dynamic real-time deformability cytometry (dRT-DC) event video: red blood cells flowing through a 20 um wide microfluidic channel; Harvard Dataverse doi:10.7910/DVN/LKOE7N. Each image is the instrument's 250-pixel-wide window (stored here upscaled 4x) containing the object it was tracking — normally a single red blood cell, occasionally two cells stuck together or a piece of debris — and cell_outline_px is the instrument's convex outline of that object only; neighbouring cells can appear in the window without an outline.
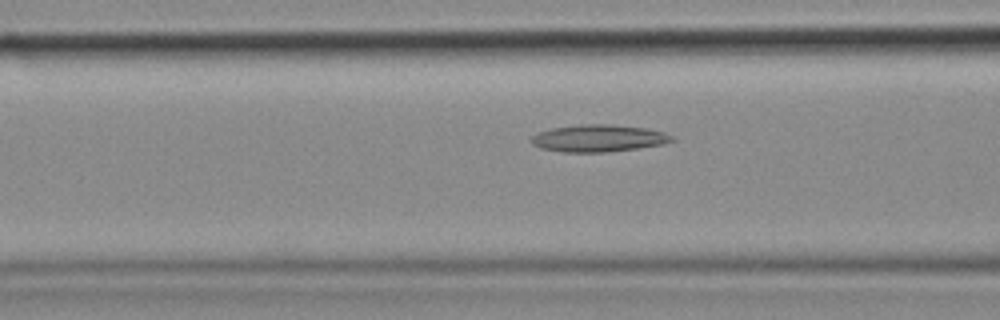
{"species": "common noctule bat (a hibernating species)", "species_latin": "Nyctalus noctula", "temperature_condition": "cold", "stored_images_in_passage": 50, "camera_frame_rate_fps": 3000, "um_per_image_px": 0.085, "animal": {"sex": "female", "body_mass_g": 18.4}, "frame": {"image": 1, "passage_image": 19, "time_ms": 6.0, "image_size_px": [1000, 320], "cell_outline_px": [[676, 140], [660, 144], [636, 148], [604, 152], [564, 152], [540, 148], [532, 144], [528, 140], [532, 136], [540, 132], [552, 128], [580, 124], [608, 124], [644, 128], [664, 132], [672, 136]], "centroid_in_image_um": [50.82, 11.75], "position_along_channel_um": 115.8, "area_um2": 22.02}}
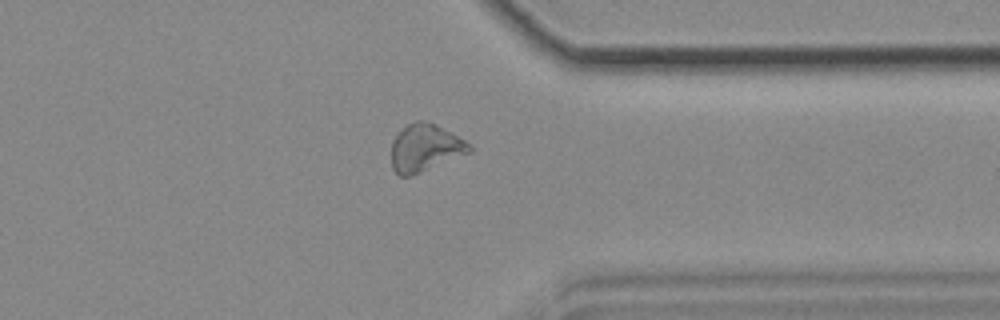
{"frame": {"image": 2, "passage_image": 39, "time_ms": 12.667, "image_size_px": [1000, 320], "cell_outline_px": [[472, 152], [408, 176], [400, 176], [392, 168], [392, 140], [408, 124], [416, 120], [424, 120], [436, 124], [464, 140], [472, 148]], "centroid_in_image_um": [36.13, 12.55], "position_along_channel_um": 375.3, "area_um2": 21.1}}
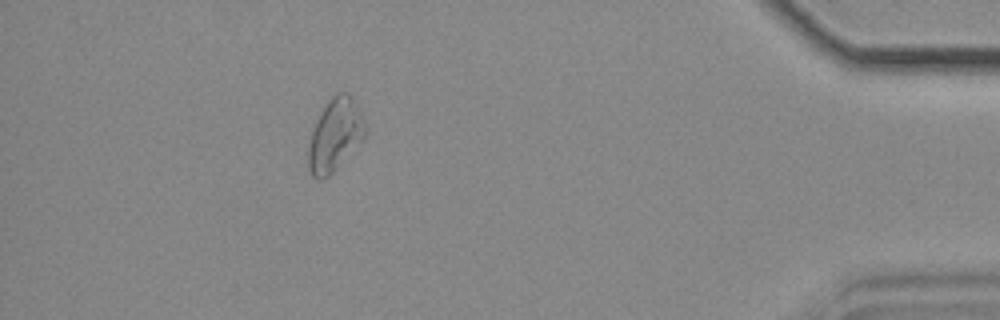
{"frame": {"image": 3, "passage_image": 45, "time_ms": 14.667, "image_size_px": [1000, 320], "cell_outline_px": [[364, 136], [336, 168], [324, 180], [316, 180], [312, 176], [308, 168], [308, 148], [312, 132], [316, 120], [320, 112], [328, 100], [336, 92], [348, 92], [352, 96], [364, 120]], "centroid_in_image_um": [28.43, 11.46], "position_along_channel_um": 406.8, "area_um2": 23.58}}